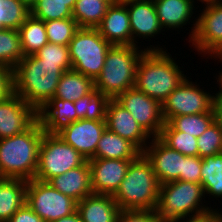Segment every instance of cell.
I'll return each mask as SVG.
<instances>
[{
    "mask_svg": "<svg viewBox=\"0 0 222 222\" xmlns=\"http://www.w3.org/2000/svg\"><path fill=\"white\" fill-rule=\"evenodd\" d=\"M77 0H36L30 7V14L42 21L72 18Z\"/></svg>",
    "mask_w": 222,
    "mask_h": 222,
    "instance_id": "33",
    "label": "cell"
},
{
    "mask_svg": "<svg viewBox=\"0 0 222 222\" xmlns=\"http://www.w3.org/2000/svg\"><path fill=\"white\" fill-rule=\"evenodd\" d=\"M96 29L111 45H132L129 14L124 3L111 4Z\"/></svg>",
    "mask_w": 222,
    "mask_h": 222,
    "instance_id": "20",
    "label": "cell"
},
{
    "mask_svg": "<svg viewBox=\"0 0 222 222\" xmlns=\"http://www.w3.org/2000/svg\"><path fill=\"white\" fill-rule=\"evenodd\" d=\"M87 160L56 133H44L39 149L36 180L48 182L55 176L82 166Z\"/></svg>",
    "mask_w": 222,
    "mask_h": 222,
    "instance_id": "8",
    "label": "cell"
},
{
    "mask_svg": "<svg viewBox=\"0 0 222 222\" xmlns=\"http://www.w3.org/2000/svg\"><path fill=\"white\" fill-rule=\"evenodd\" d=\"M189 77L162 102V116L165 123L179 115L213 112L212 90H205L204 86L200 85L201 81L196 79L194 82L191 75Z\"/></svg>",
    "mask_w": 222,
    "mask_h": 222,
    "instance_id": "9",
    "label": "cell"
},
{
    "mask_svg": "<svg viewBox=\"0 0 222 222\" xmlns=\"http://www.w3.org/2000/svg\"><path fill=\"white\" fill-rule=\"evenodd\" d=\"M106 128L129 140L141 152L152 137L137 123L134 117L115 99H110L106 108Z\"/></svg>",
    "mask_w": 222,
    "mask_h": 222,
    "instance_id": "19",
    "label": "cell"
},
{
    "mask_svg": "<svg viewBox=\"0 0 222 222\" xmlns=\"http://www.w3.org/2000/svg\"><path fill=\"white\" fill-rule=\"evenodd\" d=\"M130 1H137V0H116V2H119V3H126Z\"/></svg>",
    "mask_w": 222,
    "mask_h": 222,
    "instance_id": "50",
    "label": "cell"
},
{
    "mask_svg": "<svg viewBox=\"0 0 222 222\" xmlns=\"http://www.w3.org/2000/svg\"><path fill=\"white\" fill-rule=\"evenodd\" d=\"M110 98L94 89L89 94L74 101L79 119L106 121V108Z\"/></svg>",
    "mask_w": 222,
    "mask_h": 222,
    "instance_id": "31",
    "label": "cell"
},
{
    "mask_svg": "<svg viewBox=\"0 0 222 222\" xmlns=\"http://www.w3.org/2000/svg\"><path fill=\"white\" fill-rule=\"evenodd\" d=\"M168 222H209L208 216L200 218V219H194V220H173Z\"/></svg>",
    "mask_w": 222,
    "mask_h": 222,
    "instance_id": "47",
    "label": "cell"
},
{
    "mask_svg": "<svg viewBox=\"0 0 222 222\" xmlns=\"http://www.w3.org/2000/svg\"><path fill=\"white\" fill-rule=\"evenodd\" d=\"M37 119V111L13 92L0 101V139L24 132Z\"/></svg>",
    "mask_w": 222,
    "mask_h": 222,
    "instance_id": "17",
    "label": "cell"
},
{
    "mask_svg": "<svg viewBox=\"0 0 222 222\" xmlns=\"http://www.w3.org/2000/svg\"><path fill=\"white\" fill-rule=\"evenodd\" d=\"M47 183L77 202L93 194L88 160L82 166L51 178Z\"/></svg>",
    "mask_w": 222,
    "mask_h": 222,
    "instance_id": "21",
    "label": "cell"
},
{
    "mask_svg": "<svg viewBox=\"0 0 222 222\" xmlns=\"http://www.w3.org/2000/svg\"><path fill=\"white\" fill-rule=\"evenodd\" d=\"M25 3L29 8L36 2V0H21Z\"/></svg>",
    "mask_w": 222,
    "mask_h": 222,
    "instance_id": "49",
    "label": "cell"
},
{
    "mask_svg": "<svg viewBox=\"0 0 222 222\" xmlns=\"http://www.w3.org/2000/svg\"><path fill=\"white\" fill-rule=\"evenodd\" d=\"M160 184L150 161L141 153L130 163L113 198L120 210H156Z\"/></svg>",
    "mask_w": 222,
    "mask_h": 222,
    "instance_id": "5",
    "label": "cell"
},
{
    "mask_svg": "<svg viewBox=\"0 0 222 222\" xmlns=\"http://www.w3.org/2000/svg\"><path fill=\"white\" fill-rule=\"evenodd\" d=\"M212 110L214 113V122L222 131V100L213 99Z\"/></svg>",
    "mask_w": 222,
    "mask_h": 222,
    "instance_id": "44",
    "label": "cell"
},
{
    "mask_svg": "<svg viewBox=\"0 0 222 222\" xmlns=\"http://www.w3.org/2000/svg\"><path fill=\"white\" fill-rule=\"evenodd\" d=\"M35 55L43 62L61 63L68 71L72 69L68 46L48 42Z\"/></svg>",
    "mask_w": 222,
    "mask_h": 222,
    "instance_id": "38",
    "label": "cell"
},
{
    "mask_svg": "<svg viewBox=\"0 0 222 222\" xmlns=\"http://www.w3.org/2000/svg\"><path fill=\"white\" fill-rule=\"evenodd\" d=\"M66 71L61 63L43 62L35 54L24 56L12 71L13 92L38 112L54 97Z\"/></svg>",
    "mask_w": 222,
    "mask_h": 222,
    "instance_id": "1",
    "label": "cell"
},
{
    "mask_svg": "<svg viewBox=\"0 0 222 222\" xmlns=\"http://www.w3.org/2000/svg\"><path fill=\"white\" fill-rule=\"evenodd\" d=\"M215 207L212 212L208 215L209 222H222V208Z\"/></svg>",
    "mask_w": 222,
    "mask_h": 222,
    "instance_id": "45",
    "label": "cell"
},
{
    "mask_svg": "<svg viewBox=\"0 0 222 222\" xmlns=\"http://www.w3.org/2000/svg\"><path fill=\"white\" fill-rule=\"evenodd\" d=\"M30 15V8L21 0H0V29L19 30Z\"/></svg>",
    "mask_w": 222,
    "mask_h": 222,
    "instance_id": "34",
    "label": "cell"
},
{
    "mask_svg": "<svg viewBox=\"0 0 222 222\" xmlns=\"http://www.w3.org/2000/svg\"><path fill=\"white\" fill-rule=\"evenodd\" d=\"M142 153L150 161L160 185L176 181L183 175L186 156L171 149L159 137H152Z\"/></svg>",
    "mask_w": 222,
    "mask_h": 222,
    "instance_id": "16",
    "label": "cell"
},
{
    "mask_svg": "<svg viewBox=\"0 0 222 222\" xmlns=\"http://www.w3.org/2000/svg\"><path fill=\"white\" fill-rule=\"evenodd\" d=\"M154 5L157 12L159 22L164 31H178L176 34H180L181 29H187V25L191 24L189 32H187L188 38L186 43H190L193 39L197 28V14L198 7L194 0H156ZM195 14V15H194ZM194 15V16H193ZM196 16V17H195ZM195 18V19H194ZM194 19V20H193ZM193 20V21H192ZM173 30V31H172Z\"/></svg>",
    "mask_w": 222,
    "mask_h": 222,
    "instance_id": "14",
    "label": "cell"
},
{
    "mask_svg": "<svg viewBox=\"0 0 222 222\" xmlns=\"http://www.w3.org/2000/svg\"><path fill=\"white\" fill-rule=\"evenodd\" d=\"M24 57L19 30L0 29V65L14 70Z\"/></svg>",
    "mask_w": 222,
    "mask_h": 222,
    "instance_id": "32",
    "label": "cell"
},
{
    "mask_svg": "<svg viewBox=\"0 0 222 222\" xmlns=\"http://www.w3.org/2000/svg\"><path fill=\"white\" fill-rule=\"evenodd\" d=\"M194 1H195L196 4H197L198 2H201V3H199V4H202V5H200V6H203V4H209V3L219 2V1H221V0H194ZM196 1H198V2H196Z\"/></svg>",
    "mask_w": 222,
    "mask_h": 222,
    "instance_id": "48",
    "label": "cell"
},
{
    "mask_svg": "<svg viewBox=\"0 0 222 222\" xmlns=\"http://www.w3.org/2000/svg\"><path fill=\"white\" fill-rule=\"evenodd\" d=\"M21 46L24 56L36 54L48 43L44 21L31 14L19 28Z\"/></svg>",
    "mask_w": 222,
    "mask_h": 222,
    "instance_id": "29",
    "label": "cell"
},
{
    "mask_svg": "<svg viewBox=\"0 0 222 222\" xmlns=\"http://www.w3.org/2000/svg\"><path fill=\"white\" fill-rule=\"evenodd\" d=\"M37 113L45 133H55L64 125L77 121L74 102L56 97L51 98Z\"/></svg>",
    "mask_w": 222,
    "mask_h": 222,
    "instance_id": "23",
    "label": "cell"
},
{
    "mask_svg": "<svg viewBox=\"0 0 222 222\" xmlns=\"http://www.w3.org/2000/svg\"><path fill=\"white\" fill-rule=\"evenodd\" d=\"M213 122V112H205L194 115H179L166 122L162 131H180L198 138L211 126Z\"/></svg>",
    "mask_w": 222,
    "mask_h": 222,
    "instance_id": "30",
    "label": "cell"
},
{
    "mask_svg": "<svg viewBox=\"0 0 222 222\" xmlns=\"http://www.w3.org/2000/svg\"><path fill=\"white\" fill-rule=\"evenodd\" d=\"M145 49L133 45H112L106 55L100 75L94 81L98 92L115 99L134 88L138 62Z\"/></svg>",
    "mask_w": 222,
    "mask_h": 222,
    "instance_id": "6",
    "label": "cell"
},
{
    "mask_svg": "<svg viewBox=\"0 0 222 222\" xmlns=\"http://www.w3.org/2000/svg\"><path fill=\"white\" fill-rule=\"evenodd\" d=\"M115 100L121 104L151 136L159 137L165 124L161 103L135 87L119 94Z\"/></svg>",
    "mask_w": 222,
    "mask_h": 222,
    "instance_id": "13",
    "label": "cell"
},
{
    "mask_svg": "<svg viewBox=\"0 0 222 222\" xmlns=\"http://www.w3.org/2000/svg\"><path fill=\"white\" fill-rule=\"evenodd\" d=\"M25 202L45 222H54L77 210V201L72 197L36 179L28 180Z\"/></svg>",
    "mask_w": 222,
    "mask_h": 222,
    "instance_id": "10",
    "label": "cell"
},
{
    "mask_svg": "<svg viewBox=\"0 0 222 222\" xmlns=\"http://www.w3.org/2000/svg\"><path fill=\"white\" fill-rule=\"evenodd\" d=\"M7 222H45L25 202Z\"/></svg>",
    "mask_w": 222,
    "mask_h": 222,
    "instance_id": "42",
    "label": "cell"
},
{
    "mask_svg": "<svg viewBox=\"0 0 222 222\" xmlns=\"http://www.w3.org/2000/svg\"><path fill=\"white\" fill-rule=\"evenodd\" d=\"M166 51H146L138 62L135 88L161 104L187 78L183 65ZM182 65V66H180Z\"/></svg>",
    "mask_w": 222,
    "mask_h": 222,
    "instance_id": "2",
    "label": "cell"
},
{
    "mask_svg": "<svg viewBox=\"0 0 222 222\" xmlns=\"http://www.w3.org/2000/svg\"><path fill=\"white\" fill-rule=\"evenodd\" d=\"M206 60L208 59H213L215 62L217 60V64L218 63H222V53H217V54H212V55H208L206 57H204ZM222 70V69H221ZM216 71L217 73L215 74V76L213 77L214 80L216 79V83L218 85V91H212L213 94V98L214 99H218V100H222V71Z\"/></svg>",
    "mask_w": 222,
    "mask_h": 222,
    "instance_id": "43",
    "label": "cell"
},
{
    "mask_svg": "<svg viewBox=\"0 0 222 222\" xmlns=\"http://www.w3.org/2000/svg\"><path fill=\"white\" fill-rule=\"evenodd\" d=\"M201 184L210 206L214 202L222 199V153L202 158ZM211 197V198H209ZM219 198V199H218Z\"/></svg>",
    "mask_w": 222,
    "mask_h": 222,
    "instance_id": "27",
    "label": "cell"
},
{
    "mask_svg": "<svg viewBox=\"0 0 222 222\" xmlns=\"http://www.w3.org/2000/svg\"><path fill=\"white\" fill-rule=\"evenodd\" d=\"M13 93V73L9 68L0 65V101Z\"/></svg>",
    "mask_w": 222,
    "mask_h": 222,
    "instance_id": "41",
    "label": "cell"
},
{
    "mask_svg": "<svg viewBox=\"0 0 222 222\" xmlns=\"http://www.w3.org/2000/svg\"><path fill=\"white\" fill-rule=\"evenodd\" d=\"M94 89L93 79L71 69L62 74L54 97L74 102Z\"/></svg>",
    "mask_w": 222,
    "mask_h": 222,
    "instance_id": "26",
    "label": "cell"
},
{
    "mask_svg": "<svg viewBox=\"0 0 222 222\" xmlns=\"http://www.w3.org/2000/svg\"><path fill=\"white\" fill-rule=\"evenodd\" d=\"M197 141L200 158L222 153V131L215 122L197 138Z\"/></svg>",
    "mask_w": 222,
    "mask_h": 222,
    "instance_id": "37",
    "label": "cell"
},
{
    "mask_svg": "<svg viewBox=\"0 0 222 222\" xmlns=\"http://www.w3.org/2000/svg\"><path fill=\"white\" fill-rule=\"evenodd\" d=\"M49 43L68 46L79 29L73 18L56 19L44 22Z\"/></svg>",
    "mask_w": 222,
    "mask_h": 222,
    "instance_id": "35",
    "label": "cell"
},
{
    "mask_svg": "<svg viewBox=\"0 0 222 222\" xmlns=\"http://www.w3.org/2000/svg\"><path fill=\"white\" fill-rule=\"evenodd\" d=\"M124 4L127 6L129 14L132 45L142 47L146 51H166L168 49V47H165L166 44L162 46L158 42L157 45H154V43L153 45L150 44L151 39H154L157 36L161 37V32L166 33L157 17L154 2L151 0H137L126 2ZM140 40H143L141 41L143 43L144 40L149 41L148 46H145L147 45L146 43L142 45L143 43H141ZM139 43H141V45Z\"/></svg>",
    "mask_w": 222,
    "mask_h": 222,
    "instance_id": "12",
    "label": "cell"
},
{
    "mask_svg": "<svg viewBox=\"0 0 222 222\" xmlns=\"http://www.w3.org/2000/svg\"><path fill=\"white\" fill-rule=\"evenodd\" d=\"M83 222H117L120 212L113 196L92 194L77 202Z\"/></svg>",
    "mask_w": 222,
    "mask_h": 222,
    "instance_id": "22",
    "label": "cell"
},
{
    "mask_svg": "<svg viewBox=\"0 0 222 222\" xmlns=\"http://www.w3.org/2000/svg\"><path fill=\"white\" fill-rule=\"evenodd\" d=\"M133 160L89 159L93 194L110 195L119 189Z\"/></svg>",
    "mask_w": 222,
    "mask_h": 222,
    "instance_id": "18",
    "label": "cell"
},
{
    "mask_svg": "<svg viewBox=\"0 0 222 222\" xmlns=\"http://www.w3.org/2000/svg\"><path fill=\"white\" fill-rule=\"evenodd\" d=\"M44 133L42 124L37 119L24 132L0 139L1 178L27 181L35 178Z\"/></svg>",
    "mask_w": 222,
    "mask_h": 222,
    "instance_id": "3",
    "label": "cell"
},
{
    "mask_svg": "<svg viewBox=\"0 0 222 222\" xmlns=\"http://www.w3.org/2000/svg\"><path fill=\"white\" fill-rule=\"evenodd\" d=\"M117 222H164L155 210H120Z\"/></svg>",
    "mask_w": 222,
    "mask_h": 222,
    "instance_id": "39",
    "label": "cell"
},
{
    "mask_svg": "<svg viewBox=\"0 0 222 222\" xmlns=\"http://www.w3.org/2000/svg\"><path fill=\"white\" fill-rule=\"evenodd\" d=\"M54 222H83V221L81 220L79 213L76 211L73 214L62 217Z\"/></svg>",
    "mask_w": 222,
    "mask_h": 222,
    "instance_id": "46",
    "label": "cell"
},
{
    "mask_svg": "<svg viewBox=\"0 0 222 222\" xmlns=\"http://www.w3.org/2000/svg\"><path fill=\"white\" fill-rule=\"evenodd\" d=\"M111 46L96 28H79L68 45L72 70L95 81Z\"/></svg>",
    "mask_w": 222,
    "mask_h": 222,
    "instance_id": "7",
    "label": "cell"
},
{
    "mask_svg": "<svg viewBox=\"0 0 222 222\" xmlns=\"http://www.w3.org/2000/svg\"><path fill=\"white\" fill-rule=\"evenodd\" d=\"M202 158L199 156H186L184 160L181 181L201 183Z\"/></svg>",
    "mask_w": 222,
    "mask_h": 222,
    "instance_id": "40",
    "label": "cell"
},
{
    "mask_svg": "<svg viewBox=\"0 0 222 222\" xmlns=\"http://www.w3.org/2000/svg\"><path fill=\"white\" fill-rule=\"evenodd\" d=\"M116 0H77L72 18L79 28H96L106 14L107 8Z\"/></svg>",
    "mask_w": 222,
    "mask_h": 222,
    "instance_id": "28",
    "label": "cell"
},
{
    "mask_svg": "<svg viewBox=\"0 0 222 222\" xmlns=\"http://www.w3.org/2000/svg\"><path fill=\"white\" fill-rule=\"evenodd\" d=\"M141 153L129 140L106 128L98 142L95 156L91 159L135 160Z\"/></svg>",
    "mask_w": 222,
    "mask_h": 222,
    "instance_id": "24",
    "label": "cell"
},
{
    "mask_svg": "<svg viewBox=\"0 0 222 222\" xmlns=\"http://www.w3.org/2000/svg\"><path fill=\"white\" fill-rule=\"evenodd\" d=\"M159 138L180 154L198 156V141L192 135L180 131H161Z\"/></svg>",
    "mask_w": 222,
    "mask_h": 222,
    "instance_id": "36",
    "label": "cell"
},
{
    "mask_svg": "<svg viewBox=\"0 0 222 222\" xmlns=\"http://www.w3.org/2000/svg\"><path fill=\"white\" fill-rule=\"evenodd\" d=\"M27 180L0 179V222H7L25 203Z\"/></svg>",
    "mask_w": 222,
    "mask_h": 222,
    "instance_id": "25",
    "label": "cell"
},
{
    "mask_svg": "<svg viewBox=\"0 0 222 222\" xmlns=\"http://www.w3.org/2000/svg\"><path fill=\"white\" fill-rule=\"evenodd\" d=\"M216 205L206 202L201 183L176 180L160 185L155 211L164 222L194 220L208 216Z\"/></svg>",
    "mask_w": 222,
    "mask_h": 222,
    "instance_id": "4",
    "label": "cell"
},
{
    "mask_svg": "<svg viewBox=\"0 0 222 222\" xmlns=\"http://www.w3.org/2000/svg\"><path fill=\"white\" fill-rule=\"evenodd\" d=\"M198 8L196 32L188 47L204 59L222 53V0Z\"/></svg>",
    "mask_w": 222,
    "mask_h": 222,
    "instance_id": "11",
    "label": "cell"
},
{
    "mask_svg": "<svg viewBox=\"0 0 222 222\" xmlns=\"http://www.w3.org/2000/svg\"><path fill=\"white\" fill-rule=\"evenodd\" d=\"M105 129L106 121L79 119L64 125L55 133L89 160L95 156L98 142Z\"/></svg>",
    "mask_w": 222,
    "mask_h": 222,
    "instance_id": "15",
    "label": "cell"
}]
</instances>
